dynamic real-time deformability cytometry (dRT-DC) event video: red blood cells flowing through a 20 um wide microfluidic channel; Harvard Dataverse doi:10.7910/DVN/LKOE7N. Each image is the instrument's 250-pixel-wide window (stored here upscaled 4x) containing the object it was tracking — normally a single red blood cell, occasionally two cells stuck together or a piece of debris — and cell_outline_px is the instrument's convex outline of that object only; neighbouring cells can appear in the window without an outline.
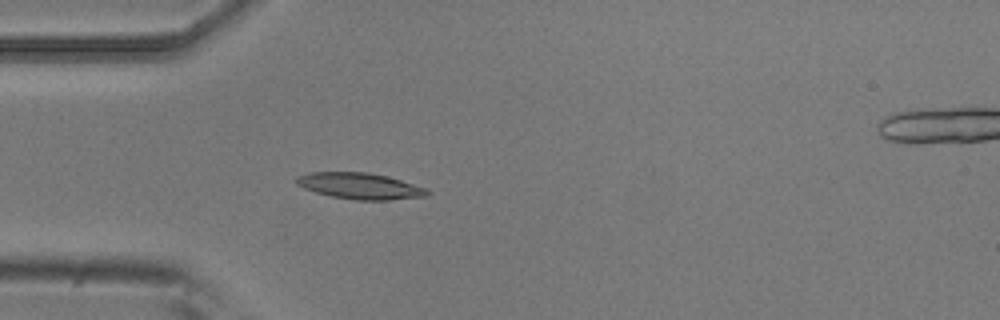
{"species": "common noctule bat (a hibernating species)", "species_latin": "Nyctalus noctula", "temperature_condition": "room temperature", "stored_images_in_passage": 5, "camera_frame_rate_fps": 3000, "um_per_image_px": 0.085, "animal": {"sex": "male", "body_mass_g": 20.5, "forearm_length_mm": 52.5}, "frame": {"image": 1, "passage_image": 4, "time_ms": 1.0, "image_size_px": [1000, 320], "cell_outline_px": [[432, 192], [428, 196], [388, 200], [356, 200], [332, 196], [316, 192], [304, 188], [296, 184], [296, 176], [308, 172], [368, 172], [388, 176], [428, 188]], "centroid_in_image_um": [30.64, 15.8], "position_along_channel_um": 54.4, "area_um2": 20.17}}